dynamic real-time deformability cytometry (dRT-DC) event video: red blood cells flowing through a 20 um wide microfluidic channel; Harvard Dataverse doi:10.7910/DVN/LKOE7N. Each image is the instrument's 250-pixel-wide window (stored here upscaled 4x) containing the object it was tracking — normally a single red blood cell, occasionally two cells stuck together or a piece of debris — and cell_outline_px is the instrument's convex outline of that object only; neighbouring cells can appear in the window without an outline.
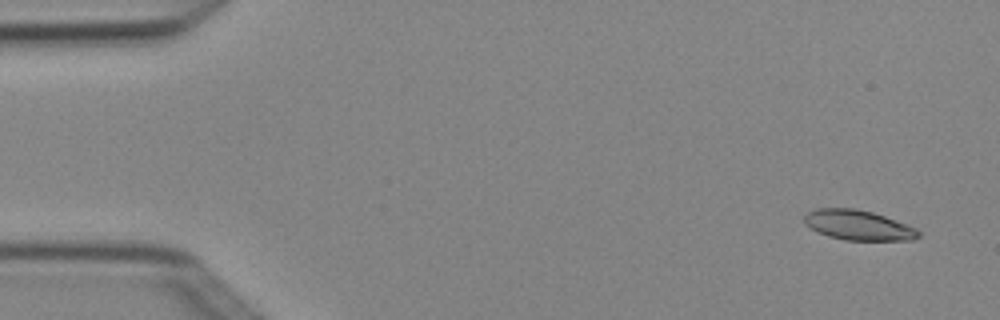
{"species": "Egyptian fruit bat (a non-hibernating species)", "species_latin": "Rousettus aegyptiacus", "temperature_condition": "cold", "stored_images_in_passage": 4, "camera_frame_rate_fps": 3000, "um_per_image_px": 0.085, "animal": {"sex": "female"}, "frame": {"image": 1, "passage_image": 1, "time_ms": 0.0, "image_size_px": [1000, 320], "cell_outline_px": [[920, 236], [912, 240], [844, 240], [828, 236], [804, 224], [804, 216], [808, 212], [816, 208], [856, 208], [872, 212], [908, 224], [916, 228], [920, 232]], "centroid_in_image_um": [72.97, 19.13], "position_along_channel_um": 12.0, "area_um2": 19.94}}
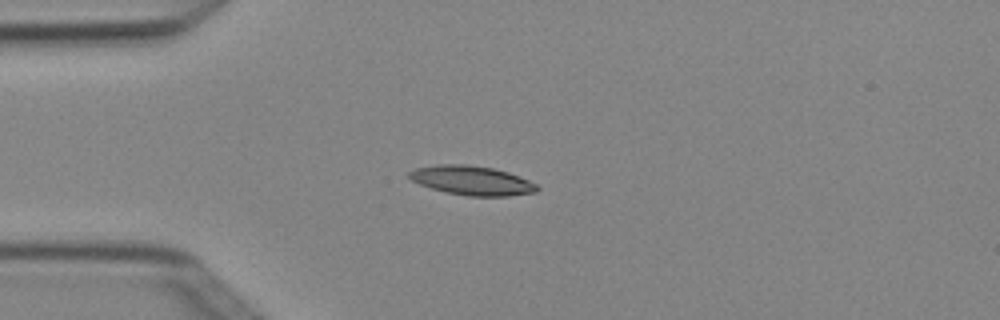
{"frame": {"image": 2, "passage_image": 4, "time_ms": 1.0, "image_size_px": [1000, 320], "cell_outline_px": [[540, 188], [536, 192], [508, 196], [468, 196], [444, 192], [420, 184], [412, 180], [408, 176], [408, 172], [416, 168], [436, 164], [464, 164], [492, 168], [508, 172], [528, 180], [536, 184]], "centroid_in_image_um": [40.1, 15.34], "position_along_channel_um": 44.9, "area_um2": 21.73}}